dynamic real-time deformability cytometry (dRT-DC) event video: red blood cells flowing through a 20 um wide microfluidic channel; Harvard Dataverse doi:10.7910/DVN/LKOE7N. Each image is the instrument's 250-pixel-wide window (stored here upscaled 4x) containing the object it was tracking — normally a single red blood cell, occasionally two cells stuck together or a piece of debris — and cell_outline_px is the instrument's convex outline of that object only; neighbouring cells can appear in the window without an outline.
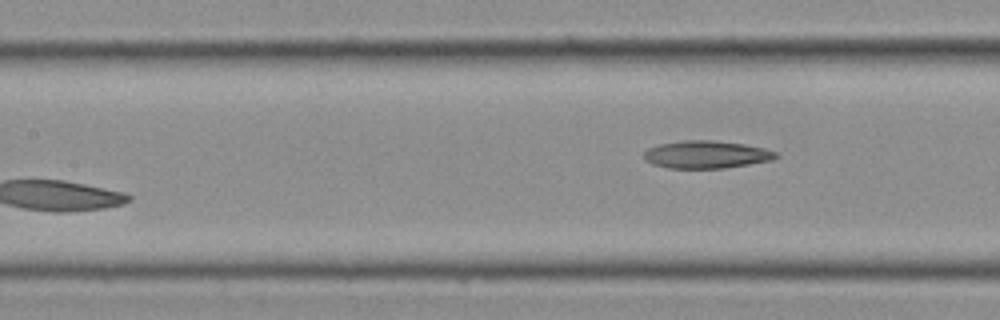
{"species": "Egyptian fruit bat (a non-hibernating species)", "species_latin": "Rousettus aegyptiacus", "temperature_condition": "cold", "stored_images_in_passage": 8, "segment_of_instrument_passage": [2, 2], "camera_frame_rate_fps": 3000, "um_per_image_px": 0.085, "frame": {"image": 1, "passage_image": 8, "time_ms": 2.333, "image_size_px": [1000, 320], "cell_outline_px": [[780, 156], [772, 160], [724, 168], [668, 168], [652, 164], [644, 160], [644, 152], [648, 148], [660, 144], [684, 140], [712, 140], [744, 144], [764, 148], [776, 152]], "centroid_in_image_um": [60.03, 13.13], "position_along_channel_um": 147.4, "area_um2": 21.21}}